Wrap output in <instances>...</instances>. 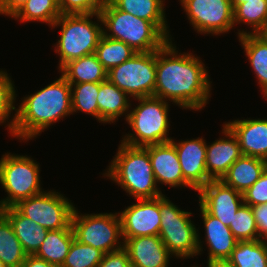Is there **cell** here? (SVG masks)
I'll return each mask as SVG.
<instances>
[{
  "instance_id": "cell-1",
  "label": "cell",
  "mask_w": 267,
  "mask_h": 267,
  "mask_svg": "<svg viewBox=\"0 0 267 267\" xmlns=\"http://www.w3.org/2000/svg\"><path fill=\"white\" fill-rule=\"evenodd\" d=\"M180 54L172 40L156 50L154 96L183 109L202 110L211 95L208 71L192 53Z\"/></svg>"
},
{
  "instance_id": "cell-2",
  "label": "cell",
  "mask_w": 267,
  "mask_h": 267,
  "mask_svg": "<svg viewBox=\"0 0 267 267\" xmlns=\"http://www.w3.org/2000/svg\"><path fill=\"white\" fill-rule=\"evenodd\" d=\"M15 111L12 136L32 140L51 124L73 114L71 85L61 75L45 88L24 97Z\"/></svg>"
},
{
  "instance_id": "cell-3",
  "label": "cell",
  "mask_w": 267,
  "mask_h": 267,
  "mask_svg": "<svg viewBox=\"0 0 267 267\" xmlns=\"http://www.w3.org/2000/svg\"><path fill=\"white\" fill-rule=\"evenodd\" d=\"M111 161L104 176L120 185L136 200L154 199L164 195L157 187L148 146L136 147L121 142Z\"/></svg>"
},
{
  "instance_id": "cell-4",
  "label": "cell",
  "mask_w": 267,
  "mask_h": 267,
  "mask_svg": "<svg viewBox=\"0 0 267 267\" xmlns=\"http://www.w3.org/2000/svg\"><path fill=\"white\" fill-rule=\"evenodd\" d=\"M99 14L106 28L103 35L126 43L136 52L159 50L170 40L153 22L123 12L109 0Z\"/></svg>"
},
{
  "instance_id": "cell-5",
  "label": "cell",
  "mask_w": 267,
  "mask_h": 267,
  "mask_svg": "<svg viewBox=\"0 0 267 267\" xmlns=\"http://www.w3.org/2000/svg\"><path fill=\"white\" fill-rule=\"evenodd\" d=\"M95 16L99 25L91 18ZM102 20L99 13L62 14L51 26L61 27L60 39L55 52L59 54V70L69 61L95 53L99 39L103 34Z\"/></svg>"
},
{
  "instance_id": "cell-6",
  "label": "cell",
  "mask_w": 267,
  "mask_h": 267,
  "mask_svg": "<svg viewBox=\"0 0 267 267\" xmlns=\"http://www.w3.org/2000/svg\"><path fill=\"white\" fill-rule=\"evenodd\" d=\"M137 100L139 105L129 111L126 119L134 132L126 134L121 142L136 147L170 142L172 138L167 134L170 130L169 102L155 96Z\"/></svg>"
},
{
  "instance_id": "cell-7",
  "label": "cell",
  "mask_w": 267,
  "mask_h": 267,
  "mask_svg": "<svg viewBox=\"0 0 267 267\" xmlns=\"http://www.w3.org/2000/svg\"><path fill=\"white\" fill-rule=\"evenodd\" d=\"M160 214L159 237L172 256L187 259L203 251L199 232L190 219L191 212L181 210L162 195Z\"/></svg>"
},
{
  "instance_id": "cell-8",
  "label": "cell",
  "mask_w": 267,
  "mask_h": 267,
  "mask_svg": "<svg viewBox=\"0 0 267 267\" xmlns=\"http://www.w3.org/2000/svg\"><path fill=\"white\" fill-rule=\"evenodd\" d=\"M39 164L27 155L6 153L0 159V184L7 197L0 200V209L15 206L19 201L38 195L40 187Z\"/></svg>"
},
{
  "instance_id": "cell-9",
  "label": "cell",
  "mask_w": 267,
  "mask_h": 267,
  "mask_svg": "<svg viewBox=\"0 0 267 267\" xmlns=\"http://www.w3.org/2000/svg\"><path fill=\"white\" fill-rule=\"evenodd\" d=\"M71 225L75 239L101 250L104 254L123 248L121 221L118 213L79 215L74 208Z\"/></svg>"
},
{
  "instance_id": "cell-10",
  "label": "cell",
  "mask_w": 267,
  "mask_h": 267,
  "mask_svg": "<svg viewBox=\"0 0 267 267\" xmlns=\"http://www.w3.org/2000/svg\"><path fill=\"white\" fill-rule=\"evenodd\" d=\"M107 79L134 99L154 96L156 51L136 52L107 72Z\"/></svg>"
},
{
  "instance_id": "cell-11",
  "label": "cell",
  "mask_w": 267,
  "mask_h": 267,
  "mask_svg": "<svg viewBox=\"0 0 267 267\" xmlns=\"http://www.w3.org/2000/svg\"><path fill=\"white\" fill-rule=\"evenodd\" d=\"M22 215L49 231L71 224L74 206L60 192L48 191L19 201L14 206Z\"/></svg>"
},
{
  "instance_id": "cell-12",
  "label": "cell",
  "mask_w": 267,
  "mask_h": 267,
  "mask_svg": "<svg viewBox=\"0 0 267 267\" xmlns=\"http://www.w3.org/2000/svg\"><path fill=\"white\" fill-rule=\"evenodd\" d=\"M190 24L200 34L219 35L234 26L231 0H180Z\"/></svg>"
},
{
  "instance_id": "cell-13",
  "label": "cell",
  "mask_w": 267,
  "mask_h": 267,
  "mask_svg": "<svg viewBox=\"0 0 267 267\" xmlns=\"http://www.w3.org/2000/svg\"><path fill=\"white\" fill-rule=\"evenodd\" d=\"M122 238L159 236L161 225L160 197L138 199L137 203L118 213Z\"/></svg>"
},
{
  "instance_id": "cell-14",
  "label": "cell",
  "mask_w": 267,
  "mask_h": 267,
  "mask_svg": "<svg viewBox=\"0 0 267 267\" xmlns=\"http://www.w3.org/2000/svg\"><path fill=\"white\" fill-rule=\"evenodd\" d=\"M199 204L223 224L230 226L235 214L244 203L241 192L222 180H211L199 191Z\"/></svg>"
},
{
  "instance_id": "cell-15",
  "label": "cell",
  "mask_w": 267,
  "mask_h": 267,
  "mask_svg": "<svg viewBox=\"0 0 267 267\" xmlns=\"http://www.w3.org/2000/svg\"><path fill=\"white\" fill-rule=\"evenodd\" d=\"M176 148L184 180L195 190L199 191L212 179L206 169V142L203 138L170 141Z\"/></svg>"
},
{
  "instance_id": "cell-16",
  "label": "cell",
  "mask_w": 267,
  "mask_h": 267,
  "mask_svg": "<svg viewBox=\"0 0 267 267\" xmlns=\"http://www.w3.org/2000/svg\"><path fill=\"white\" fill-rule=\"evenodd\" d=\"M132 267H168L172 257L159 236L123 238Z\"/></svg>"
},
{
  "instance_id": "cell-17",
  "label": "cell",
  "mask_w": 267,
  "mask_h": 267,
  "mask_svg": "<svg viewBox=\"0 0 267 267\" xmlns=\"http://www.w3.org/2000/svg\"><path fill=\"white\" fill-rule=\"evenodd\" d=\"M222 133L226 138L215 140L210 145L206 144V169L212 180H221L243 155L237 137L226 125H223Z\"/></svg>"
},
{
  "instance_id": "cell-18",
  "label": "cell",
  "mask_w": 267,
  "mask_h": 267,
  "mask_svg": "<svg viewBox=\"0 0 267 267\" xmlns=\"http://www.w3.org/2000/svg\"><path fill=\"white\" fill-rule=\"evenodd\" d=\"M148 154L157 183L169 187H192L184 180L175 146L171 142L149 145Z\"/></svg>"
},
{
  "instance_id": "cell-19",
  "label": "cell",
  "mask_w": 267,
  "mask_h": 267,
  "mask_svg": "<svg viewBox=\"0 0 267 267\" xmlns=\"http://www.w3.org/2000/svg\"><path fill=\"white\" fill-rule=\"evenodd\" d=\"M224 125L237 137L243 155L267 161V119H237Z\"/></svg>"
},
{
  "instance_id": "cell-20",
  "label": "cell",
  "mask_w": 267,
  "mask_h": 267,
  "mask_svg": "<svg viewBox=\"0 0 267 267\" xmlns=\"http://www.w3.org/2000/svg\"><path fill=\"white\" fill-rule=\"evenodd\" d=\"M200 211L205 227V240L209 250L208 261H227L238 240L233 236L229 226L210 215L200 204Z\"/></svg>"
},
{
  "instance_id": "cell-21",
  "label": "cell",
  "mask_w": 267,
  "mask_h": 267,
  "mask_svg": "<svg viewBox=\"0 0 267 267\" xmlns=\"http://www.w3.org/2000/svg\"><path fill=\"white\" fill-rule=\"evenodd\" d=\"M0 212L11 223L14 234L27 255H34L44 242L49 230L22 215L14 206L0 209Z\"/></svg>"
},
{
  "instance_id": "cell-22",
  "label": "cell",
  "mask_w": 267,
  "mask_h": 267,
  "mask_svg": "<svg viewBox=\"0 0 267 267\" xmlns=\"http://www.w3.org/2000/svg\"><path fill=\"white\" fill-rule=\"evenodd\" d=\"M129 96L108 79L99 83L97 103L99 123H114L121 115L127 119L131 107ZM127 114V115H126Z\"/></svg>"
},
{
  "instance_id": "cell-23",
  "label": "cell",
  "mask_w": 267,
  "mask_h": 267,
  "mask_svg": "<svg viewBox=\"0 0 267 267\" xmlns=\"http://www.w3.org/2000/svg\"><path fill=\"white\" fill-rule=\"evenodd\" d=\"M266 167V160L242 155L229 168L221 180L243 194L260 178Z\"/></svg>"
},
{
  "instance_id": "cell-24",
  "label": "cell",
  "mask_w": 267,
  "mask_h": 267,
  "mask_svg": "<svg viewBox=\"0 0 267 267\" xmlns=\"http://www.w3.org/2000/svg\"><path fill=\"white\" fill-rule=\"evenodd\" d=\"M61 75L70 84L86 82L101 83L107 79V70L98 61L95 53L74 59L66 63L61 69Z\"/></svg>"
},
{
  "instance_id": "cell-25",
  "label": "cell",
  "mask_w": 267,
  "mask_h": 267,
  "mask_svg": "<svg viewBox=\"0 0 267 267\" xmlns=\"http://www.w3.org/2000/svg\"><path fill=\"white\" fill-rule=\"evenodd\" d=\"M238 38L267 99V34H245Z\"/></svg>"
},
{
  "instance_id": "cell-26",
  "label": "cell",
  "mask_w": 267,
  "mask_h": 267,
  "mask_svg": "<svg viewBox=\"0 0 267 267\" xmlns=\"http://www.w3.org/2000/svg\"><path fill=\"white\" fill-rule=\"evenodd\" d=\"M119 10L153 22L170 40L164 0H109Z\"/></svg>"
},
{
  "instance_id": "cell-27",
  "label": "cell",
  "mask_w": 267,
  "mask_h": 267,
  "mask_svg": "<svg viewBox=\"0 0 267 267\" xmlns=\"http://www.w3.org/2000/svg\"><path fill=\"white\" fill-rule=\"evenodd\" d=\"M74 239L71 224L66 229L48 231L44 242L34 255L56 267H62Z\"/></svg>"
},
{
  "instance_id": "cell-28",
  "label": "cell",
  "mask_w": 267,
  "mask_h": 267,
  "mask_svg": "<svg viewBox=\"0 0 267 267\" xmlns=\"http://www.w3.org/2000/svg\"><path fill=\"white\" fill-rule=\"evenodd\" d=\"M234 25L245 23L252 32L238 31V37L245 34H267V0H246L234 10Z\"/></svg>"
},
{
  "instance_id": "cell-29",
  "label": "cell",
  "mask_w": 267,
  "mask_h": 267,
  "mask_svg": "<svg viewBox=\"0 0 267 267\" xmlns=\"http://www.w3.org/2000/svg\"><path fill=\"white\" fill-rule=\"evenodd\" d=\"M27 257L9 220L0 212V260L7 267H21Z\"/></svg>"
},
{
  "instance_id": "cell-30",
  "label": "cell",
  "mask_w": 267,
  "mask_h": 267,
  "mask_svg": "<svg viewBox=\"0 0 267 267\" xmlns=\"http://www.w3.org/2000/svg\"><path fill=\"white\" fill-rule=\"evenodd\" d=\"M227 261L233 267H267V246L262 239L238 241Z\"/></svg>"
},
{
  "instance_id": "cell-31",
  "label": "cell",
  "mask_w": 267,
  "mask_h": 267,
  "mask_svg": "<svg viewBox=\"0 0 267 267\" xmlns=\"http://www.w3.org/2000/svg\"><path fill=\"white\" fill-rule=\"evenodd\" d=\"M61 15L58 0H28L12 18L24 23L38 21L52 26Z\"/></svg>"
},
{
  "instance_id": "cell-32",
  "label": "cell",
  "mask_w": 267,
  "mask_h": 267,
  "mask_svg": "<svg viewBox=\"0 0 267 267\" xmlns=\"http://www.w3.org/2000/svg\"><path fill=\"white\" fill-rule=\"evenodd\" d=\"M135 53L136 51L126 43L108 38L103 34L95 50L98 61L107 71L130 59Z\"/></svg>"
},
{
  "instance_id": "cell-33",
  "label": "cell",
  "mask_w": 267,
  "mask_h": 267,
  "mask_svg": "<svg viewBox=\"0 0 267 267\" xmlns=\"http://www.w3.org/2000/svg\"><path fill=\"white\" fill-rule=\"evenodd\" d=\"M71 85L72 112H85L99 121V108L97 103L99 83L86 82Z\"/></svg>"
},
{
  "instance_id": "cell-34",
  "label": "cell",
  "mask_w": 267,
  "mask_h": 267,
  "mask_svg": "<svg viewBox=\"0 0 267 267\" xmlns=\"http://www.w3.org/2000/svg\"><path fill=\"white\" fill-rule=\"evenodd\" d=\"M104 253L74 239L62 267H97Z\"/></svg>"
},
{
  "instance_id": "cell-35",
  "label": "cell",
  "mask_w": 267,
  "mask_h": 267,
  "mask_svg": "<svg viewBox=\"0 0 267 267\" xmlns=\"http://www.w3.org/2000/svg\"><path fill=\"white\" fill-rule=\"evenodd\" d=\"M229 228L238 241H253L259 239L253 211L251 206L245 203L238 209Z\"/></svg>"
},
{
  "instance_id": "cell-36",
  "label": "cell",
  "mask_w": 267,
  "mask_h": 267,
  "mask_svg": "<svg viewBox=\"0 0 267 267\" xmlns=\"http://www.w3.org/2000/svg\"><path fill=\"white\" fill-rule=\"evenodd\" d=\"M7 72L0 70V124L8 122L7 126L10 134L13 133V128L15 125L16 114H14L12 120L9 123V117L12 110H16L14 102L16 100L17 94L14 88V84L9 78Z\"/></svg>"
},
{
  "instance_id": "cell-37",
  "label": "cell",
  "mask_w": 267,
  "mask_h": 267,
  "mask_svg": "<svg viewBox=\"0 0 267 267\" xmlns=\"http://www.w3.org/2000/svg\"><path fill=\"white\" fill-rule=\"evenodd\" d=\"M106 0H58L61 14L99 13Z\"/></svg>"
},
{
  "instance_id": "cell-38",
  "label": "cell",
  "mask_w": 267,
  "mask_h": 267,
  "mask_svg": "<svg viewBox=\"0 0 267 267\" xmlns=\"http://www.w3.org/2000/svg\"><path fill=\"white\" fill-rule=\"evenodd\" d=\"M242 195L244 203L249 206L267 203V167L260 178Z\"/></svg>"
},
{
  "instance_id": "cell-39",
  "label": "cell",
  "mask_w": 267,
  "mask_h": 267,
  "mask_svg": "<svg viewBox=\"0 0 267 267\" xmlns=\"http://www.w3.org/2000/svg\"><path fill=\"white\" fill-rule=\"evenodd\" d=\"M97 267H132L127 251L122 248L103 255Z\"/></svg>"
},
{
  "instance_id": "cell-40",
  "label": "cell",
  "mask_w": 267,
  "mask_h": 267,
  "mask_svg": "<svg viewBox=\"0 0 267 267\" xmlns=\"http://www.w3.org/2000/svg\"><path fill=\"white\" fill-rule=\"evenodd\" d=\"M258 229L259 239L267 235V203L251 206Z\"/></svg>"
},
{
  "instance_id": "cell-41",
  "label": "cell",
  "mask_w": 267,
  "mask_h": 267,
  "mask_svg": "<svg viewBox=\"0 0 267 267\" xmlns=\"http://www.w3.org/2000/svg\"><path fill=\"white\" fill-rule=\"evenodd\" d=\"M28 0H0V14L11 18Z\"/></svg>"
},
{
  "instance_id": "cell-42",
  "label": "cell",
  "mask_w": 267,
  "mask_h": 267,
  "mask_svg": "<svg viewBox=\"0 0 267 267\" xmlns=\"http://www.w3.org/2000/svg\"><path fill=\"white\" fill-rule=\"evenodd\" d=\"M21 267H56L47 261L36 257L35 255H27Z\"/></svg>"
},
{
  "instance_id": "cell-43",
  "label": "cell",
  "mask_w": 267,
  "mask_h": 267,
  "mask_svg": "<svg viewBox=\"0 0 267 267\" xmlns=\"http://www.w3.org/2000/svg\"><path fill=\"white\" fill-rule=\"evenodd\" d=\"M207 264L208 267H233L228 261H212Z\"/></svg>"
},
{
  "instance_id": "cell-44",
  "label": "cell",
  "mask_w": 267,
  "mask_h": 267,
  "mask_svg": "<svg viewBox=\"0 0 267 267\" xmlns=\"http://www.w3.org/2000/svg\"><path fill=\"white\" fill-rule=\"evenodd\" d=\"M246 0H231V5H232V8L233 10L239 5V4H242V3H245Z\"/></svg>"
},
{
  "instance_id": "cell-45",
  "label": "cell",
  "mask_w": 267,
  "mask_h": 267,
  "mask_svg": "<svg viewBox=\"0 0 267 267\" xmlns=\"http://www.w3.org/2000/svg\"><path fill=\"white\" fill-rule=\"evenodd\" d=\"M267 246V235L262 239Z\"/></svg>"
},
{
  "instance_id": "cell-46",
  "label": "cell",
  "mask_w": 267,
  "mask_h": 267,
  "mask_svg": "<svg viewBox=\"0 0 267 267\" xmlns=\"http://www.w3.org/2000/svg\"><path fill=\"white\" fill-rule=\"evenodd\" d=\"M0 267H7V266L0 260Z\"/></svg>"
}]
</instances>
